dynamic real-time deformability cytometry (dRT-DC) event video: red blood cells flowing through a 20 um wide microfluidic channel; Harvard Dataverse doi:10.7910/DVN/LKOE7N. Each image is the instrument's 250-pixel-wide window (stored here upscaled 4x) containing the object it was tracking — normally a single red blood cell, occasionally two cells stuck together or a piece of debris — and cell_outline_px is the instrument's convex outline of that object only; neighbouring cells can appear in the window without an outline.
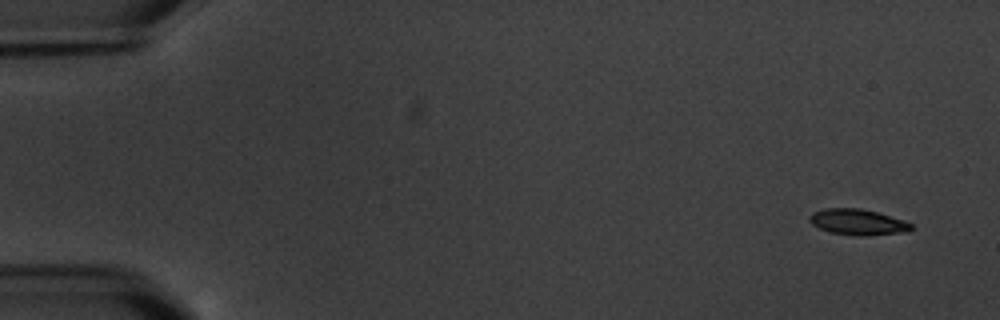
{"species": "common noctule bat (a hibernating species)", "species_latin": "Nyctalus noctula", "temperature_condition": "warm", "stored_images_in_passage": 6, "camera_frame_rate_fps": 3000, "um_per_image_px": 0.085, "animal": {"sex": "male", "body_mass_g": 20.1, "forearm_length_mm": 53.5}, "frame": {"image": 1, "passage_image": 1, "time_ms": 0.0, "image_size_px": [1000, 320], "cell_outline_px": [[912, 228], [908, 232], [864, 236], [856, 236], [828, 232], [812, 224], [808, 220], [808, 216], [812, 212], [824, 208], [860, 208], [876, 212], [904, 220], [912, 224]], "centroid_in_image_um": [72.88, 18.88], "position_along_channel_um": 12.1, "area_um2": 15.49}}
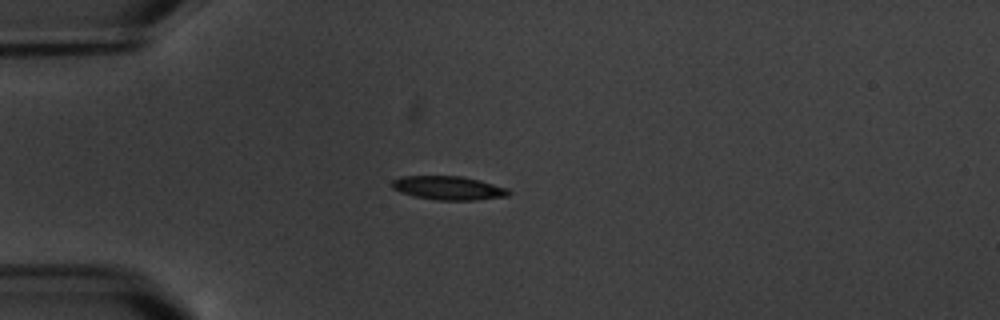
{"frame": {"image": 2, "passage_image": 4, "time_ms": 4.333, "image_size_px": [1000, 320], "cell_outline_px": [[512, 192], [508, 196], [476, 200], [436, 200], [416, 196], [400, 192], [392, 188], [392, 180], [400, 176], [460, 176], [480, 180], [508, 188]], "centroid_in_image_um": [38.14, 15.97], "position_along_channel_um": 46.9, "area_um2": 16.18}}